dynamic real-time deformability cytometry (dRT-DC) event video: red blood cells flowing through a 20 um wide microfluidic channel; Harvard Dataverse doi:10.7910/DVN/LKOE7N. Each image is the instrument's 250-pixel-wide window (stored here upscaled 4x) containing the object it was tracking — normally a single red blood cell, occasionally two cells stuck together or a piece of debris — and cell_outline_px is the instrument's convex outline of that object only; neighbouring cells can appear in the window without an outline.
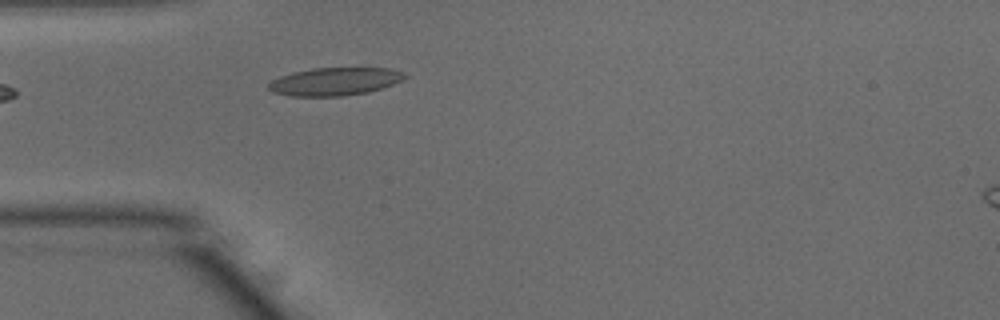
{"species": "common noctule bat (a hibernating species)", "species_latin": "Nyctalus noctula", "temperature_condition": "warm", "stored_images_in_passage": 9, "camera_frame_rate_fps": 3000, "um_per_image_px": 0.085, "animal": {"sex": "male", "body_mass_g": 15.6}, "frame": {"image": 1, "passage_image": 1, "time_ms": 0.0, "image_size_px": [1000, 320], "cell_outline_px": [[408, 76], [392, 84], [368, 92], [344, 96], [292, 96], [272, 92], [268, 88], [268, 84], [272, 80], [280, 76], [292, 72], [312, 68], [392, 68], [404, 72]], "centroid_in_image_um": [28.44, 6.92], "position_along_channel_um": 56.6, "area_um2": 22.14}}